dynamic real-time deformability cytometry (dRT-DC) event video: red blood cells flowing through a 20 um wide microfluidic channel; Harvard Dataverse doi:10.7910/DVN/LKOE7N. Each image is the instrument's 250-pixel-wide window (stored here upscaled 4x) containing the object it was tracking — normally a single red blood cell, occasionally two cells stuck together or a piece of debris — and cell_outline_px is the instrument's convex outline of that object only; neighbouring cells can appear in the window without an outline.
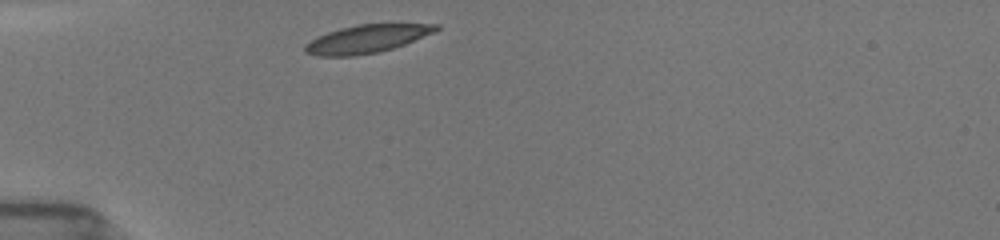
{"species": "common noctule bat (a hibernating species)", "species_latin": "Nyctalus noctula", "temperature_condition": "room temperature", "stored_images_in_passage": 12, "camera_frame_rate_fps": 3000, "um_per_image_px": 0.085, "animal": {"sex": "female", "body_mass_g": 19.5, "forearm_length_mm": 54.1}, "frame": {"image": 1, "passage_image": 1, "time_ms": 0.0, "image_size_px": [1000, 240], "cell_outline_px": [[440, 28], [436, 32], [404, 44], [380, 52], [352, 56], [316, 56], [304, 52], [304, 44], [328, 32], [340, 28], [356, 24], [440, 24]], "centroid_in_image_um": [31.19, 3.31], "position_along_channel_um": 53.8, "area_um2": 21.39}}
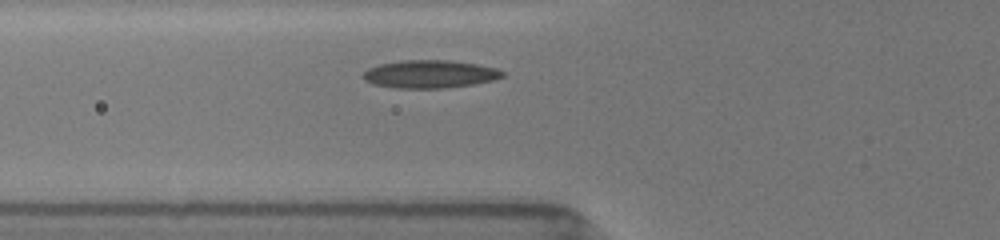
{"frame": {"image": 2, "passage_image": 9, "time_ms": 1.333, "image_size_px": [1000, 240], "cell_outline_px": [[504, 76], [496, 80], [448, 88], [396, 88], [372, 84], [364, 80], [360, 76], [368, 68], [380, 64], [400, 60], [452, 60], [476, 64], [496, 68], [504, 72]], "centroid_in_image_um": [36.52, 6.3], "position_along_channel_um": 89.3, "area_um2": 22.89}}